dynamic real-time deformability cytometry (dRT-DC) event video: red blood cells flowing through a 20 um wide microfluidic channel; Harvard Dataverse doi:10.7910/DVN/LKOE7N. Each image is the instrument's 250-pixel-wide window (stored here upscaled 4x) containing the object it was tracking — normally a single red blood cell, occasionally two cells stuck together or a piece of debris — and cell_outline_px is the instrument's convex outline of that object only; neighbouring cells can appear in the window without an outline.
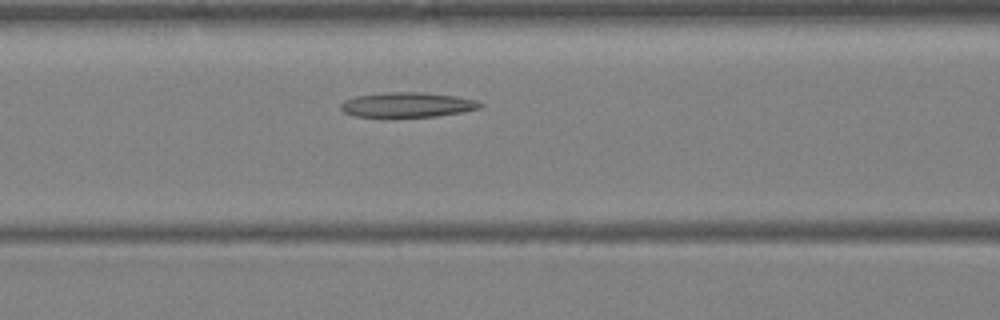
{"species": "Egyptian fruit bat (a non-hibernating species)", "species_latin": "Rousettus aegyptiacus", "temperature_condition": "warm", "stored_images_in_passage": 29, "segment_of_instrument_passage": [1, 2], "camera_frame_rate_fps": 3000, "um_per_image_px": 0.085, "animal": {"sex": "female"}, "frame": {"image": 1, "passage_image": 11, "time_ms": 3.333, "image_size_px": [1000, 320], "cell_outline_px": [[484, 104], [480, 108], [464, 112], [436, 116], [388, 120], [384, 120], [356, 116], [344, 112], [340, 108], [340, 104], [344, 100], [356, 96], [384, 92], [420, 92], [456, 96], [476, 100]], "centroid_in_image_um": [34.57, 8.95], "position_along_channel_um": 132.0, "area_um2": 21.27}}
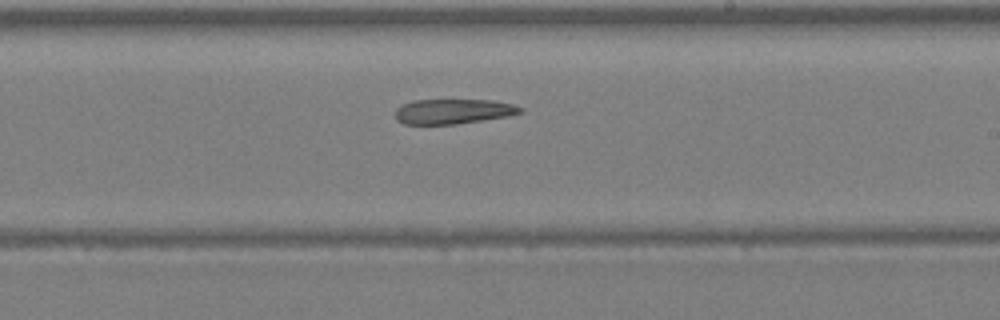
{"frame": {"image": 2, "passage_image": 18, "time_ms": 5.667, "image_size_px": [1000, 320], "cell_outline_px": [[524, 112], [508, 116], [456, 124], [404, 124], [396, 120], [396, 108], [412, 100], [492, 100], [512, 104], [524, 108]], "centroid_in_image_um": [38.53, 9.47], "position_along_channel_um": 250.5, "area_um2": 18.15}}
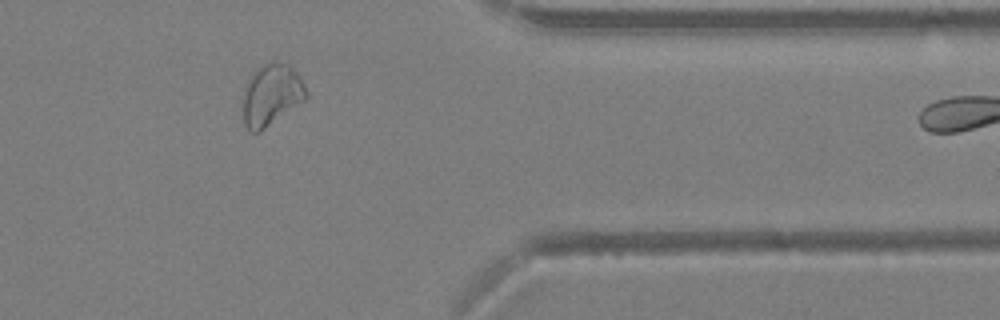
{"frame": {"image": 3, "passage_image": 27, "time_ms": 8.667, "image_size_px": [1000, 320], "cell_outline_px": [[308, 100], [260, 132], [252, 132], [244, 124], [244, 88], [252, 72], [256, 68], [268, 60], [272, 60], [288, 64], [296, 72], [304, 84], [308, 92]], "centroid_in_image_um": [23.11, 8.05], "position_along_channel_um": 388.3, "area_um2": 23.18}}